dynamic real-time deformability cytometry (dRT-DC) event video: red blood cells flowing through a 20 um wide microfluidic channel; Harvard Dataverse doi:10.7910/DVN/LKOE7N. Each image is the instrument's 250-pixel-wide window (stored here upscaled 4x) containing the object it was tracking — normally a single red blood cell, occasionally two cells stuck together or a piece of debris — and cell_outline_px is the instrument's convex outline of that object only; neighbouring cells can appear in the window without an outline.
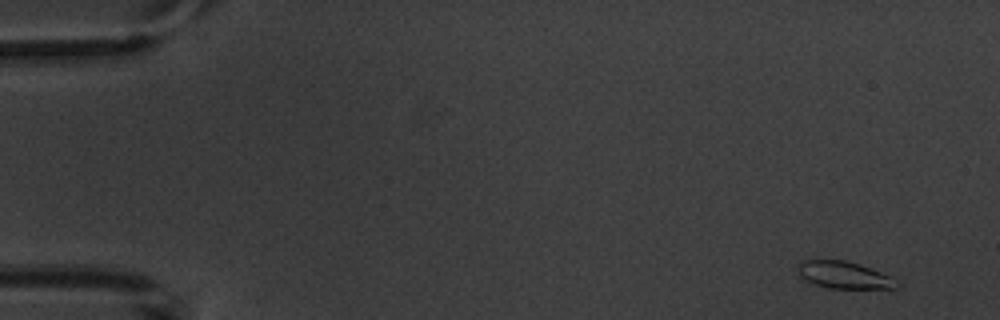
{"species": "common noctule bat (a hibernating species)", "species_latin": "Nyctalus noctula", "temperature_condition": "warm", "stored_images_in_passage": 6, "camera_frame_rate_fps": 3000, "um_per_image_px": 0.085, "animal": {"sex": "male", "body_mass_g": 20.1, "forearm_length_mm": 53.5}, "frame": {"image": 1, "passage_image": 1, "time_ms": 0.0, "image_size_px": [1000, 320], "cell_outline_px": [[900, 284], [896, 288], [828, 288], [816, 284], [800, 276], [796, 268], [796, 264], [804, 260], [816, 256], [844, 260], [860, 264], [872, 268], [888, 276]], "centroid_in_image_um": [71.64, 23.31], "position_along_channel_um": 13.4, "area_um2": 16.01}}
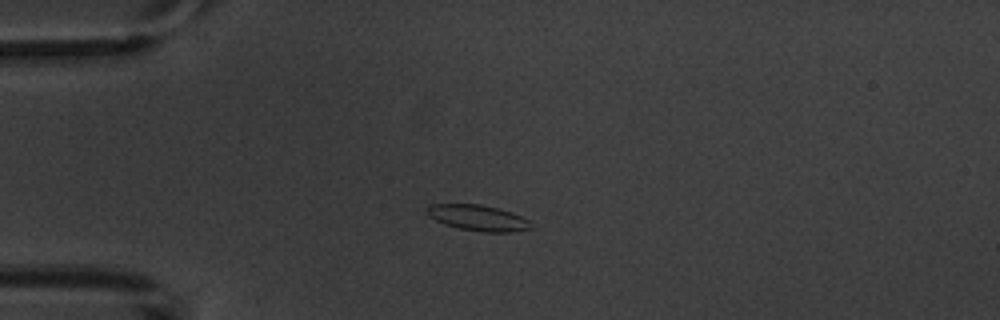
{"frame": {"image": 2, "passage_image": 4, "time_ms": 3.667, "image_size_px": [1000, 320], "cell_outline_px": [[536, 228], [512, 232], [484, 232], [460, 228], [444, 224], [428, 216], [428, 208], [432, 204], [480, 204], [512, 212], [532, 220]], "centroid_in_image_um": [40.75, 18.53], "position_along_channel_um": 44.3, "area_um2": 15.78}}